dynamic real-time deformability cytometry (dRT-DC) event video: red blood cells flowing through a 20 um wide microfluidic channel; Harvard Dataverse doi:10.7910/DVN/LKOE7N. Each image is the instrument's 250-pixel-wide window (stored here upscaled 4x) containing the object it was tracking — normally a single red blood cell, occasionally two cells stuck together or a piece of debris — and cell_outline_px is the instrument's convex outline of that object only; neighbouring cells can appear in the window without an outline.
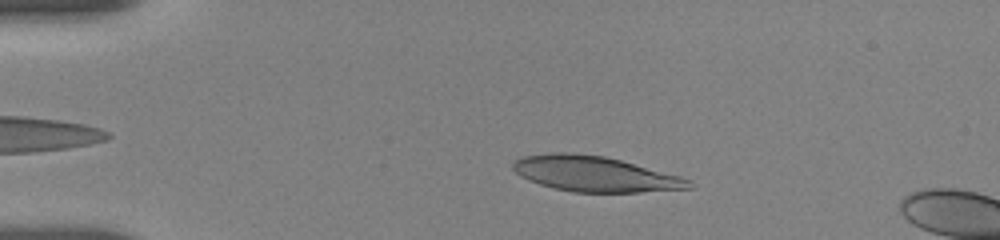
{"species": "human", "species_latin": "Homo sapiens", "temperature_condition": "room temperature", "stored_images_in_passage": 5, "camera_frame_rate_fps": 3000, "um_per_image_px": 0.085, "donor": {"sex": "female"}, "frame": {"image": 1, "passage_image": 3, "time_ms": 2.333, "image_size_px": [1000, 240], "cell_outline_px": [[692, 188], [640, 192], [572, 192], [552, 188], [528, 180], [520, 176], [512, 168], [512, 164], [520, 156], [552, 152], [572, 152], [604, 156], [620, 160], [680, 176], [688, 180], [692, 184]], "centroid_in_image_um": [50.49, 14.78], "position_along_channel_um": 34.5, "area_um2": 36.24}}